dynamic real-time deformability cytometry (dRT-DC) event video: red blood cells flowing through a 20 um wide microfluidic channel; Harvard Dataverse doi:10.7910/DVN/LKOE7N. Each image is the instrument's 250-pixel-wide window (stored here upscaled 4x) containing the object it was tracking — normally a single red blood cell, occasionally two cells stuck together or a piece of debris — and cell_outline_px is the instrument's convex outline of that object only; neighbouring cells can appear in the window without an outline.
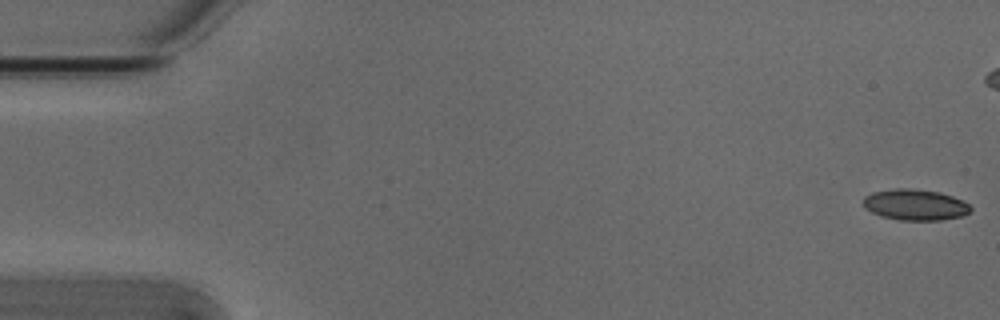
{"species": "Egyptian fruit bat (a non-hibernating species)", "species_latin": "Rousettus aegyptiacus", "temperature_condition": "cold", "stored_images_in_passage": 6, "camera_frame_rate_fps": 3000, "um_per_image_px": 0.085, "animal": {"sex": "male"}, "frame": {"image": 1, "passage_image": 1, "time_ms": 0.0, "image_size_px": [1000, 320], "cell_outline_px": [[972, 208], [964, 216], [940, 220], [900, 220], [880, 216], [864, 208], [864, 196], [872, 192], [896, 188], [912, 188], [940, 192], [964, 200]], "centroid_in_image_um": [77.79, 17.4], "position_along_channel_um": 7.2, "area_um2": 19.54}}